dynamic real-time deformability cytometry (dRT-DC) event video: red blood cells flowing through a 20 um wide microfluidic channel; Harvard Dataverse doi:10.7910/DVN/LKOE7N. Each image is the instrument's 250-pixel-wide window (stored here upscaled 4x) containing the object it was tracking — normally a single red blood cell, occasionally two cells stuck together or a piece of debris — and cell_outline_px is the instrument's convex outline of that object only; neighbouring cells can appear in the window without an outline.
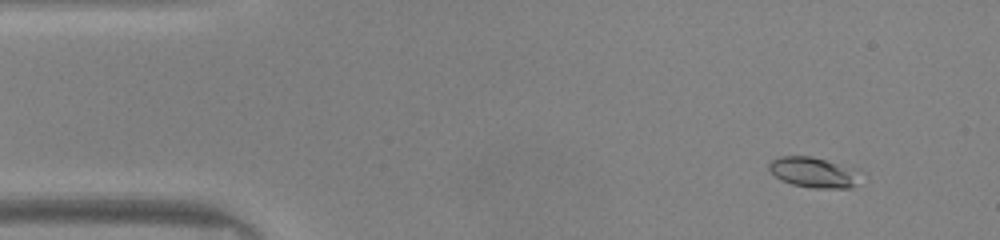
{"species": "common noctule bat (a hibernating species)", "species_latin": "Nyctalus noctula", "temperature_condition": "warm", "stored_images_in_passage": 49, "camera_frame_rate_fps": 3000, "um_per_image_px": 0.085, "animal": {"sex": "male", "body_mass_g": 20.0, "forearm_length_mm": 53.3}, "frame": {"image": 1, "passage_image": 5, "time_ms": 1.333, "image_size_px": [1000, 240], "cell_outline_px": [[852, 184], [848, 188], [812, 188], [792, 184], [780, 180], [768, 168], [768, 164], [772, 160], [780, 156], [812, 156], [836, 164], [844, 168], [848, 172]], "centroid_in_image_um": [68.85, 14.64], "position_along_channel_um": 16.2, "area_um2": 14.74}}
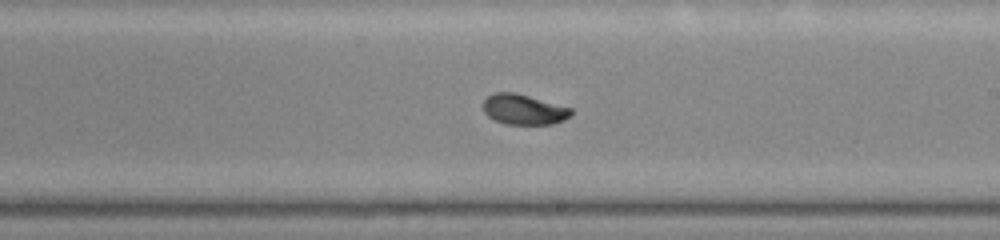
{"frame": {"image": 2, "passage_image": 28, "time_ms": 9.0, "image_size_px": [1000, 240], "cell_outline_px": [[572, 116], [564, 120], [552, 124], [504, 124], [488, 116], [484, 112], [484, 100], [488, 96], [496, 92], [516, 92], [572, 108]], "centroid_in_image_um": [44.54, 9.3], "position_along_channel_um": 244.5, "area_um2": 15.55}}
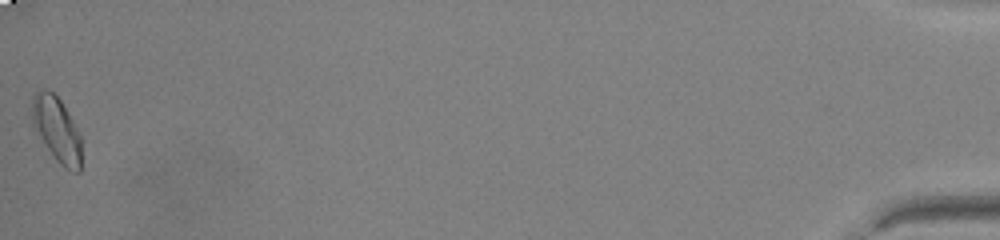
{"frame": {"image": 3, "passage_image": 49, "time_ms": 16.0, "image_size_px": [1000, 240], "cell_outline_px": [[80, 172], [76, 172], [64, 168], [56, 160], [32, 124], [32, 96], [36, 92], [44, 88], [52, 92], [60, 100], [72, 120], [80, 136]], "centroid_in_image_um": [4.81, 10.98], "position_along_channel_um": 430.4, "area_um2": 18.21}, "authors_computed_cell_mechanics": {"area_um2": 15.6638, "velocity_mm_per_s": 4.1534, "shape_relaxation_time_tau1_ms": 2.9526, "shape_relaxation_time_tau2_ms": 1.0515, "deformation_change_tau1": 0.1337, "deformation_change_tau2": 0.046}}